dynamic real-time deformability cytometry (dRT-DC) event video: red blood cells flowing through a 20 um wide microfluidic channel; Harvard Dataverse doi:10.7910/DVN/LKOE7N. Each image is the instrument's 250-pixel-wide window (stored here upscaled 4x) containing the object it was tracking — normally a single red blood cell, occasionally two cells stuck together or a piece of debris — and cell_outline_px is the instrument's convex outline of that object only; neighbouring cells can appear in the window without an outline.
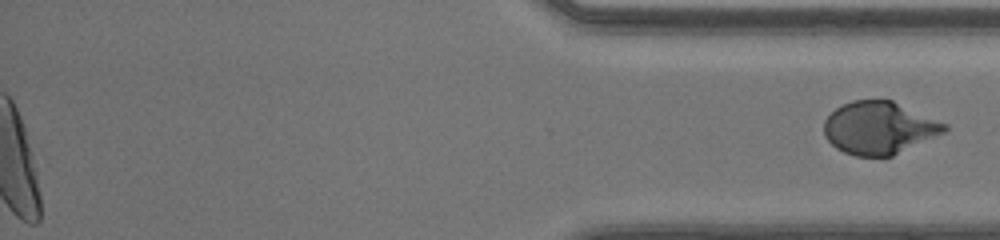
{"species": "human", "species_latin": "Homo sapiens", "temperature_condition": "room temperature", "stored_images_in_passage": 48, "segment_of_instrument_passage": [2, 2], "camera_frame_rate_fps": 3000, "um_per_image_px": 0.085, "donor": {"sex": "male"}, "frame": {"image": 1, "passage_image": 48, "time_ms": 15.667, "image_size_px": [1000, 240], "cell_outline_px": [[948, 128], [944, 132], [892, 156], [856, 156], [844, 152], [836, 148], [824, 136], [824, 120], [836, 108], [852, 100], [892, 100], [948, 124]], "centroid_in_image_um": [74.71, 10.87], "position_along_channel_um": 360.5, "area_um2": 36.65}}